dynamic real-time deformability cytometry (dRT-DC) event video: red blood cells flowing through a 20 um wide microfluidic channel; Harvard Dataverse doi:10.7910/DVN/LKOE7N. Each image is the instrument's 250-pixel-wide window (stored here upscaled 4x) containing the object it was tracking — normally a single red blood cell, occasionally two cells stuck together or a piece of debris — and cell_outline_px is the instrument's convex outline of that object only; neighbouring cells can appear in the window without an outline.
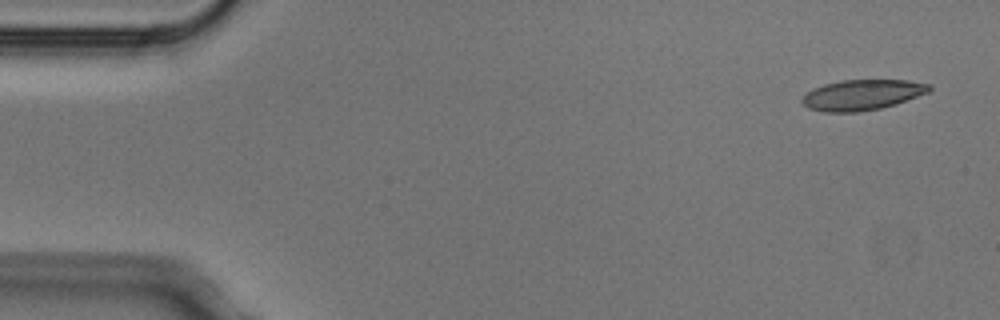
{"species": "Egyptian fruit bat (a non-hibernating species)", "species_latin": "Rousettus aegyptiacus", "temperature_condition": "cold", "stored_images_in_passage": 4, "camera_frame_rate_fps": 3000, "um_per_image_px": 0.085, "animal": {"sex": "male"}, "frame": {"image": 1, "passage_image": 1, "time_ms": 0.0, "image_size_px": [1000, 320], "cell_outline_px": [[932, 88], [928, 92], [896, 104], [880, 108], [856, 112], [824, 112], [808, 108], [800, 100], [812, 88], [824, 84], [840, 80], [908, 80], [932, 84]], "centroid_in_image_um": [73.29, 8.05], "position_along_channel_um": 11.7, "area_um2": 22.6}}